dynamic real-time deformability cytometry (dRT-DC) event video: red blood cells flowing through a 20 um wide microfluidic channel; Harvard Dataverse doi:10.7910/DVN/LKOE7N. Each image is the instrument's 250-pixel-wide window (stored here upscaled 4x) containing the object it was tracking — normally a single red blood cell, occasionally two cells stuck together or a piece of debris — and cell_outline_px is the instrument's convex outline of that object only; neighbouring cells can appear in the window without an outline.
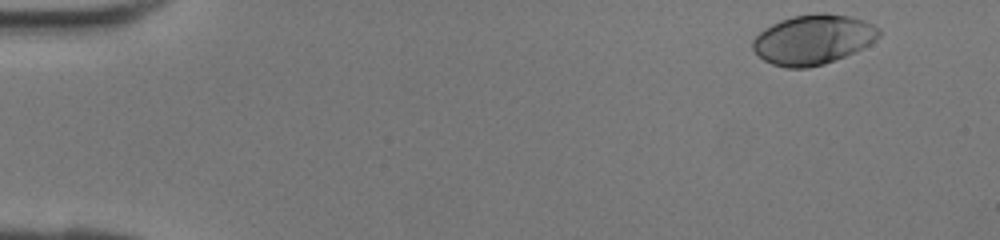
{"species": "human", "species_latin": "Homo sapiens", "temperature_condition": "room temperature", "stored_images_in_passage": 30, "camera_frame_rate_fps": 3000, "um_per_image_px": 0.085, "donor": {"sex": "female"}, "frame": {"image": 1, "passage_image": 1, "time_ms": 0.0, "image_size_px": [1000, 240], "cell_outline_px": [[880, 36], [876, 40], [844, 56], [824, 64], [808, 68], [788, 68], [772, 64], [764, 60], [752, 48], [752, 40], [764, 28], [780, 20], [792, 16], [816, 12], [824, 12], [848, 16], [864, 20], [880, 28]], "centroid_in_image_um": [69.1, 3.34], "position_along_channel_um": 15.9, "area_um2": 36.53}}
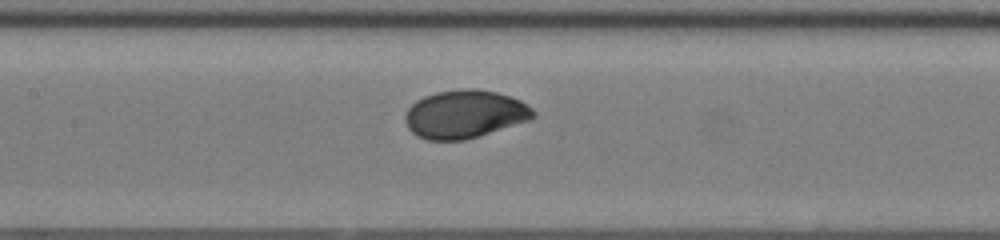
{"frame": {"image": 2, "passage_image": 18, "time_ms": 5.667, "image_size_px": [1000, 240], "cell_outline_px": [[536, 116], [532, 120], [464, 140], [428, 140], [416, 136], [408, 128], [404, 120], [404, 116], [408, 108], [416, 100], [424, 96], [436, 92], [464, 88], [476, 88], [496, 92], [520, 100], [528, 104], [536, 112]], "centroid_in_image_um": [39.51, 9.7], "position_along_channel_um": 167.9, "area_um2": 36.18}}
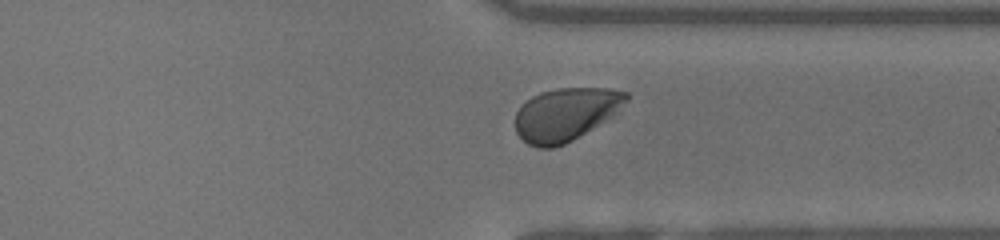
{"frame": {"image": 3, "passage_image": 30, "time_ms": 9.667, "image_size_px": [1000, 240], "cell_outline_px": [[628, 100], [616, 112], [604, 120], [572, 140], [564, 144], [552, 148], [540, 148], [528, 144], [516, 132], [516, 112], [532, 96], [540, 92], [556, 88], [608, 88], [628, 92]], "centroid_in_image_um": [48.07, 9.7], "position_along_channel_um": 363.3, "area_um2": 33.7}}